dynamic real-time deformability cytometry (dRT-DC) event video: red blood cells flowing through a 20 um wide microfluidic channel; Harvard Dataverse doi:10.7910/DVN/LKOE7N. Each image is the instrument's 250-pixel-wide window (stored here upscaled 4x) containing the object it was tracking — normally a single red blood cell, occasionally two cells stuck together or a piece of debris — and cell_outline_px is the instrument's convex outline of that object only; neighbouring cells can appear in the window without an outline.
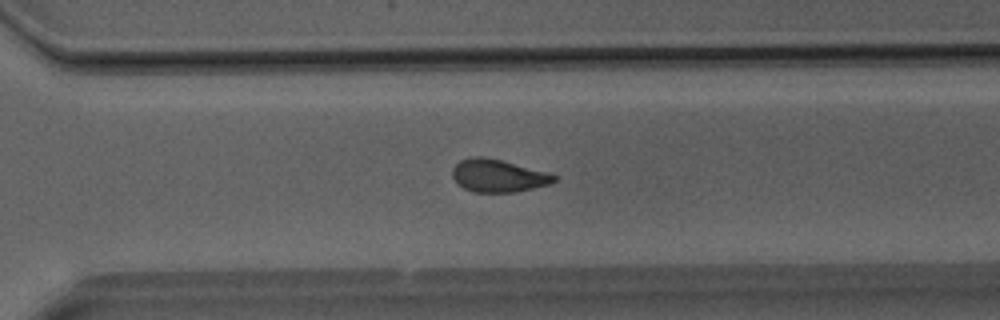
{"species": "Egyptian fruit bat (a non-hibernating species)", "species_latin": "Rousettus aegyptiacus", "temperature_condition": "room temperature", "stored_images_in_passage": 27, "camera_frame_rate_fps": 3000, "um_per_image_px": 0.085, "animal": {"sex": "male"}, "frame": {"image": 1, "passage_image": 16, "time_ms": 5.0, "image_size_px": [1000, 320], "cell_outline_px": [[556, 180], [548, 184], [516, 192], [476, 192], [464, 188], [452, 176], [452, 168], [460, 160], [472, 156], [484, 156], [548, 172], [556, 176]], "centroid_in_image_um": [42.32, 14.92], "position_along_channel_um": 328.3, "area_um2": 19.13}}
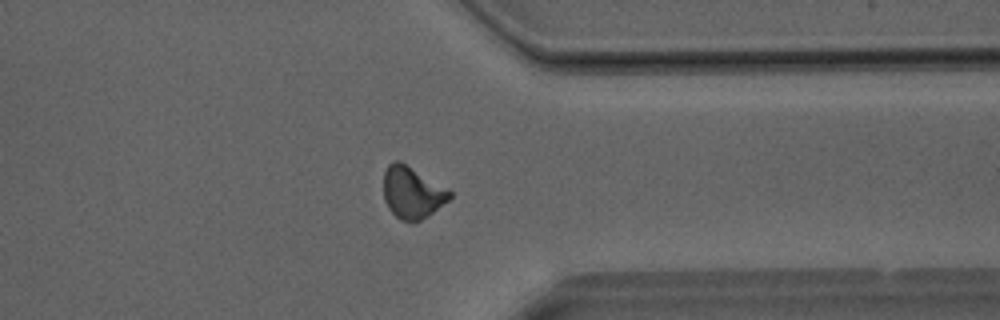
{"frame": {"image": 2, "passage_image": 19, "time_ms": 6.0, "image_size_px": [1000, 320], "cell_outline_px": [[452, 196], [448, 200], [432, 212], [420, 220], [400, 220], [388, 208], [384, 200], [384, 172], [388, 164], [392, 160], [400, 160], [452, 192]], "centroid_in_image_um": [34.99, 16.33], "position_along_channel_um": 376.4, "area_um2": 19.59}}
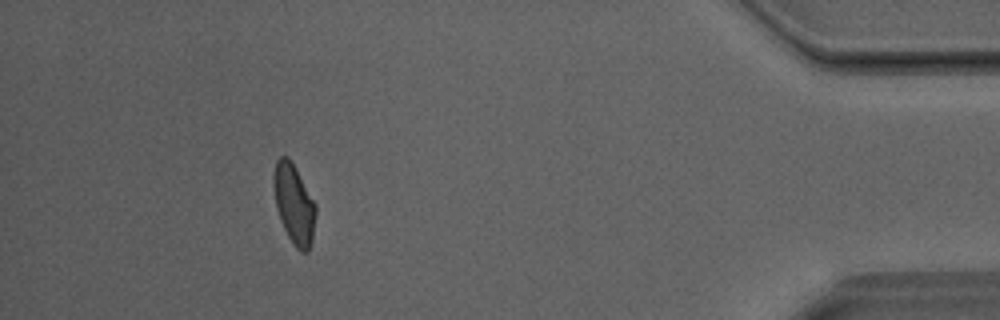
{"frame": {"image": 3, "passage_image": 24, "time_ms": 7.667, "image_size_px": [1000, 320], "cell_outline_px": [[316, 212], [312, 240], [308, 252], [300, 252], [292, 244], [280, 220], [276, 208], [272, 180], [272, 172], [276, 160], [280, 156], [288, 156], [296, 168], [316, 204]], "centroid_in_image_um": [24.97, 17.32], "position_along_channel_um": 410.2, "area_um2": 19.83}}